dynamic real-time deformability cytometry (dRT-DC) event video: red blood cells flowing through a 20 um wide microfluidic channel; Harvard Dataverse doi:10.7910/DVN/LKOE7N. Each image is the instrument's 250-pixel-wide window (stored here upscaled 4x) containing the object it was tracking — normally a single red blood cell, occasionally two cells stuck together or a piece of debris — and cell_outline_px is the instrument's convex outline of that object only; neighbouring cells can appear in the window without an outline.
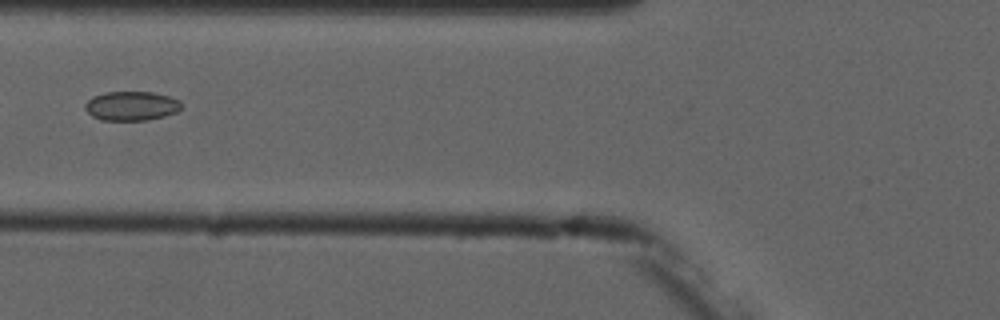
{"species": "common noctule bat (a hibernating species)", "species_latin": "Nyctalus noctula", "temperature_condition": "cold", "stored_images_in_passage": 6, "camera_frame_rate_fps": 3000, "um_per_image_px": 0.085, "animal": {"sex": "male", "forearm_length_mm": 52.5}, "frame": {"image": 1, "passage_image": 6, "time_ms": 6.0, "image_size_px": [1000, 320], "cell_outline_px": [[180, 108], [176, 112], [164, 116], [148, 120], [100, 120], [92, 116], [84, 108], [84, 104], [92, 96], [104, 92], [152, 92], [168, 96], [180, 100]], "centroid_in_image_um": [11.13, 9.0], "position_along_channel_um": 114.7, "area_um2": 16.42}}